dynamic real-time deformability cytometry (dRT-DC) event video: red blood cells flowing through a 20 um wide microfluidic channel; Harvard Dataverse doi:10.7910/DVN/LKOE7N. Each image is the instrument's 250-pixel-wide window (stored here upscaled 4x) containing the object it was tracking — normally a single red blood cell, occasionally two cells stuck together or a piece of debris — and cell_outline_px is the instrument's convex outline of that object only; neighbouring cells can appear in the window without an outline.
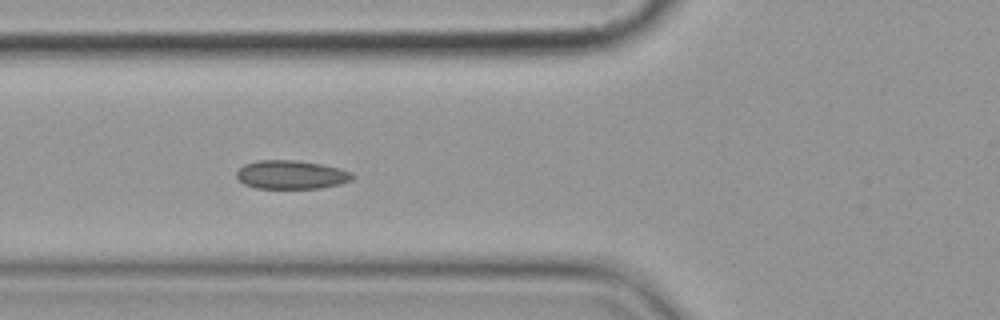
{"species": "common noctule bat (a hibernating species)", "species_latin": "Nyctalus noctula", "temperature_condition": "cold", "stored_images_in_passage": 6, "camera_frame_rate_fps": 3000, "um_per_image_px": 0.085, "animal": {"sex": "female", "body_mass_g": 19.9}, "frame": {"image": 1, "passage_image": 6, "time_ms": 5.667, "image_size_px": [1000, 320], "cell_outline_px": [[356, 176], [352, 180], [340, 184], [320, 188], [256, 188], [244, 184], [236, 180], [236, 172], [244, 164], [260, 160], [296, 160], [324, 164], [340, 168], [352, 172]], "centroid_in_image_um": [24.77, 14.85], "position_along_channel_um": 101.0, "area_um2": 19.59}}